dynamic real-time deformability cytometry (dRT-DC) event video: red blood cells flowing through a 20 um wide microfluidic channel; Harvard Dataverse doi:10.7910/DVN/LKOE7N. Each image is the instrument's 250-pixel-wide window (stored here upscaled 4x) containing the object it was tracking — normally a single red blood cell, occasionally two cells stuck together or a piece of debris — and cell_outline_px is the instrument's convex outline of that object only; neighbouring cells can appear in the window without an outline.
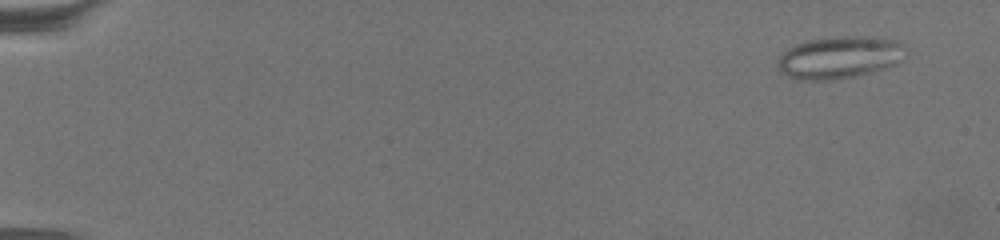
{"species": "common noctule bat (a hibernating species)", "species_latin": "Nyctalus noctula", "temperature_condition": "warm", "stored_images_in_passage": 70, "camera_frame_rate_fps": 3000, "um_per_image_px": 0.085, "animal": {"sex": "female", "body_mass_g": 19.5, "forearm_length_mm": 54.1}, "frame": {"image": 1, "passage_image": 5, "time_ms": 1.333, "image_size_px": [1000, 240], "cell_outline_px": [[904, 48], [900, 60], [896, 64], [884, 68], [852, 76], [828, 80], [800, 80], [788, 76], [780, 72], [776, 68], [776, 60], [788, 48], [796, 44], [808, 40], [840, 36], [856, 36], [896, 40], [904, 44]], "centroid_in_image_um": [71.27, 4.88], "position_along_channel_um": 13.7, "area_um2": 31.15}}
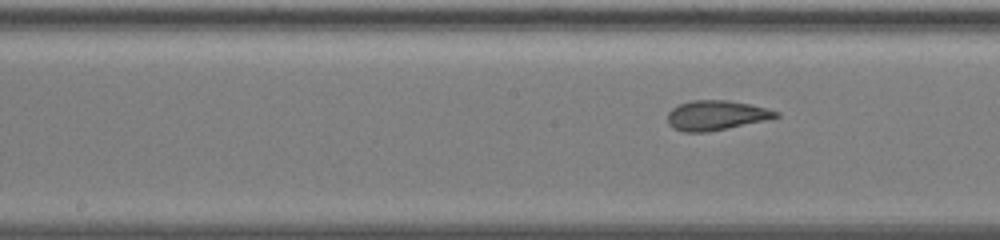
{"frame": {"image": 2, "passage_image": 38, "time_ms": 12.333, "image_size_px": [1000, 240], "cell_outline_px": [[780, 116], [764, 120], [708, 132], [684, 132], [672, 128], [668, 124], [668, 112], [672, 108], [680, 104], [692, 100], [728, 100], [748, 104], [780, 112]], "centroid_in_image_um": [60.82, 9.8], "position_along_channel_um": 187.4, "area_um2": 18.55}}
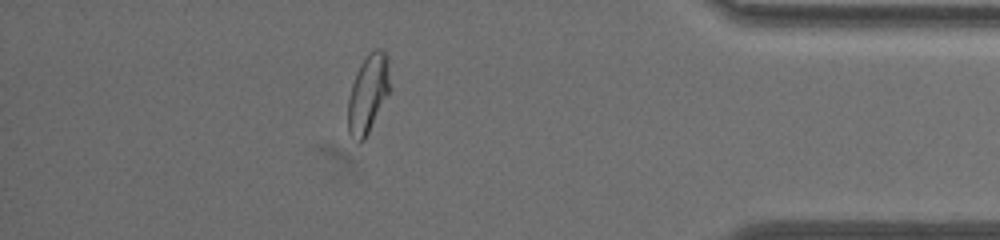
{"frame": {"image": 3, "passage_image": 62, "time_ms": 20.333, "image_size_px": [1000, 240], "cell_outline_px": [[392, 88], [364, 140], [360, 144], [356, 144], [352, 140], [348, 132], [348, 96], [356, 72], [360, 64], [368, 52], [376, 48], [380, 48], [388, 56]], "centroid_in_image_um": [31.3, 7.96], "position_along_channel_um": 403.9, "area_um2": 19.83}, "authors_computed_cell_mechanics": {"area_um2": 19.7387, "velocity_mm_per_s": 3.0972, "shape_relaxation_time_tau1_ms": null, "shape_relaxation_time_tau2_ms": 1.106, "deformation_change_tau1": null, "deformation_change_tau2": 0.0867}}